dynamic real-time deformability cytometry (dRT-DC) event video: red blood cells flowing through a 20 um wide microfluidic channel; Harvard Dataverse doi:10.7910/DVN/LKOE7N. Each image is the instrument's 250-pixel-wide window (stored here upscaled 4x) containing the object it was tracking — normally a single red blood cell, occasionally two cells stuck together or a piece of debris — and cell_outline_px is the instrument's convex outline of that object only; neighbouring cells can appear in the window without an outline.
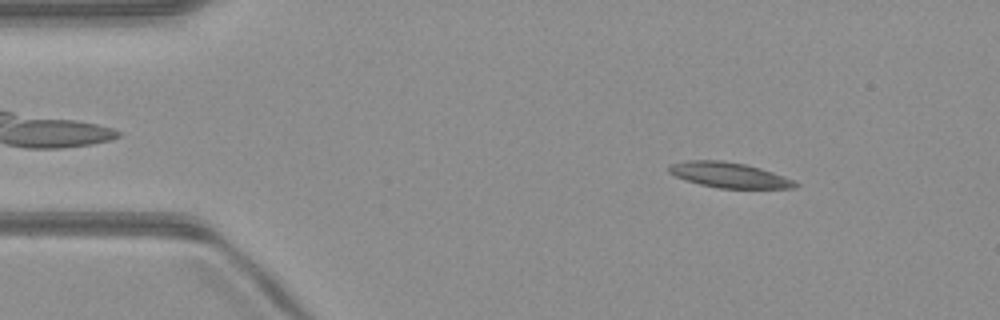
{"species": "common noctule bat (a hibernating species)", "species_latin": "Nyctalus noctula", "temperature_condition": "warm", "stored_images_in_passage": 50, "camera_frame_rate_fps": 3000, "um_per_image_px": 0.085, "animal": {"sex": "male", "body_mass_g": 23.1, "forearm_length_mm": 52.7}, "frame": {"image": 1, "passage_image": 6, "time_ms": 1.667, "image_size_px": [1000, 320], "cell_outline_px": [[800, 184], [796, 188], [720, 188], [700, 184], [676, 176], [668, 172], [668, 168], [672, 164], [692, 160], [720, 160], [744, 164], [760, 168], [772, 172], [792, 180]], "centroid_in_image_um": [61.99, 14.88], "position_along_channel_um": 23.0, "area_um2": 18.21}}
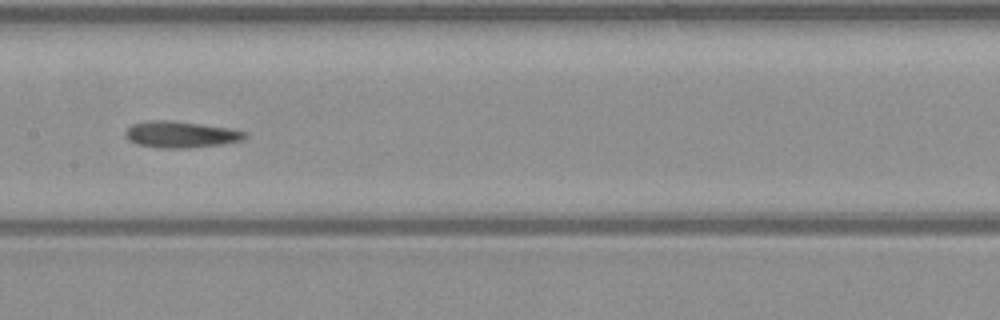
{"frame": {"image": 2, "passage_image": 24, "time_ms": 7.667, "image_size_px": [1000, 320], "cell_outline_px": [[248, 136], [244, 140], [220, 144], [188, 148], [160, 148], [136, 144], [128, 140], [124, 136], [124, 132], [132, 124], [148, 120], [172, 120], [228, 128], [248, 132]], "centroid_in_image_um": [15.34, 11.43], "position_along_channel_um": 192.1, "area_um2": 18.55}}
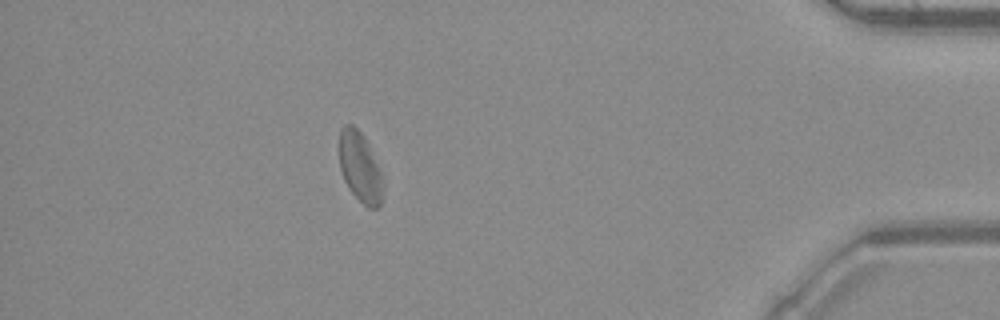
{"frame": {"image": 3, "passage_image": 44, "time_ms": 14.333, "image_size_px": [1000, 320], "cell_outline_px": [[380, 204], [376, 208], [368, 208], [348, 188], [344, 180], [340, 168], [340, 128], [344, 124], [352, 124], [364, 136], [380, 172]], "centroid_in_image_um": [30.54, 14.16], "position_along_channel_um": 404.7, "area_um2": 17.05}, "authors_computed_cell_mechanics": {"area_um2": 18.2359, "velocity_mm_per_s": 4.0024, "shape_relaxation_time_tau1_ms": null, "shape_relaxation_time_tau2_ms": 4.7761, "deformation_change_tau1": null, "deformation_change_tau2": 0.1317}}